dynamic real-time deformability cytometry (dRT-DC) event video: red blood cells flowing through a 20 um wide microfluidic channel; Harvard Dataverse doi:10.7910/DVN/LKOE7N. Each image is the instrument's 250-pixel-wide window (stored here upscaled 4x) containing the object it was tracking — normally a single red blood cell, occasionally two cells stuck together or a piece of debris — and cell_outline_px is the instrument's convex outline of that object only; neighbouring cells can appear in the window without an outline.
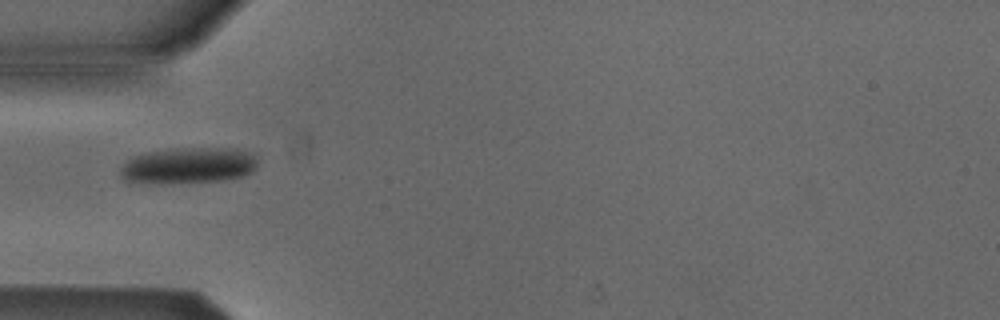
{"species": "Egyptian fruit bat (a non-hibernating species)", "species_latin": "Rousettus aegyptiacus", "temperature_condition": "cold", "stored_images_in_passage": 4, "camera_frame_rate_fps": 3000, "um_per_image_px": 0.085, "animal": {"sex": "male"}, "frame": {"image": 1, "passage_image": 1, "time_ms": 0.0, "image_size_px": [1000, 320], "cell_outline_px": [[256, 168], [244, 176], [220, 180], [124, 180], [120, 176], [120, 168], [132, 156], [148, 152], [172, 148], [236, 148], [252, 152], [256, 156]], "centroid_in_image_um": [16.1, 13.99], "position_along_channel_um": 68.9, "area_um2": 27.69}}
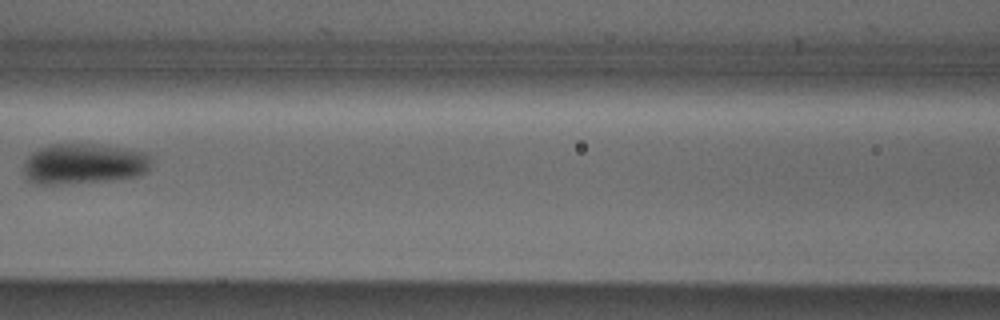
{"frame": {"image": 2, "passage_image": 3, "time_ms": 2.333, "image_size_px": [1000, 320], "cell_outline_px": [[156, 156], [148, 168], [140, 176], [48, 184], [36, 184], [28, 180], [24, 176], [24, 160], [32, 152], [40, 148], [52, 144], [92, 144], [148, 152]], "centroid_in_image_um": [7.14, 13.89], "position_along_channel_um": 159.5, "area_um2": 29.82}}
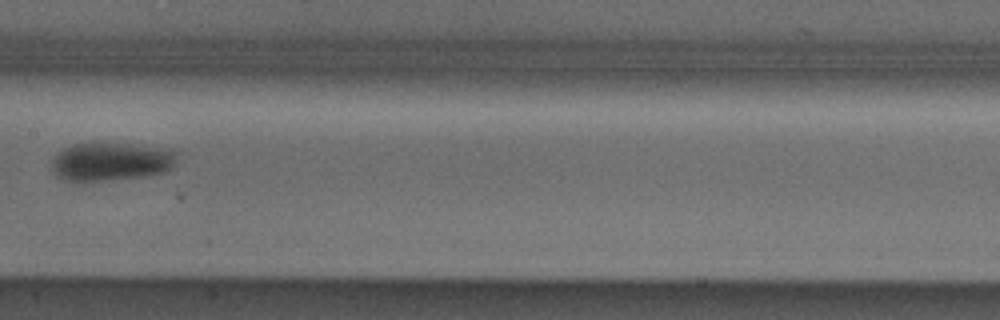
{"frame": {"image": 3, "passage_image": 4, "time_ms": 3.333, "image_size_px": [1000, 320], "cell_outline_px": [[180, 152], [176, 160], [164, 172], [144, 176], [100, 180], [68, 180], [56, 176], [52, 172], [52, 156], [56, 152], [72, 144], [132, 144], [172, 148]], "centroid_in_image_um": [9.45, 13.71], "position_along_channel_um": 197.9, "area_um2": 27.86}}